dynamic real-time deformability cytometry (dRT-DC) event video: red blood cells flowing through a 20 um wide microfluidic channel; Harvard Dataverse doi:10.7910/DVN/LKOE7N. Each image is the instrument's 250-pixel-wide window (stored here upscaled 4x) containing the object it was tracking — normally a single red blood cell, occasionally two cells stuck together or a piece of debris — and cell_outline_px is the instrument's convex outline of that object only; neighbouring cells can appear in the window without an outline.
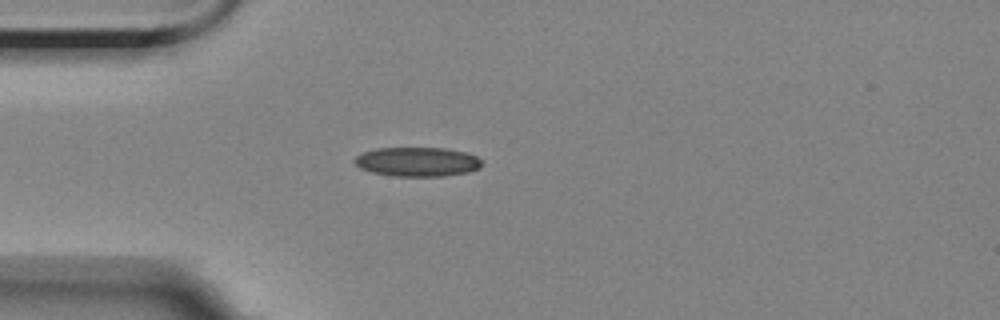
{"species": "Egyptian fruit bat (a non-hibernating species)", "species_latin": "Rousettus aegyptiacus", "temperature_condition": "room temperature", "stored_images_in_passage": 2, "camera_frame_rate_fps": 3000, "um_per_image_px": 0.085, "animal": {"sex": "female"}, "frame": {"image": 1, "passage_image": 1, "time_ms": 0.0, "image_size_px": [1000, 320], "cell_outline_px": [[480, 168], [468, 172], [444, 176], [392, 176], [372, 172], [360, 168], [352, 160], [356, 156], [364, 152], [376, 148], [444, 148], [464, 152], [476, 156], [480, 160]], "centroid_in_image_um": [35.44, 13.75], "position_along_channel_um": 49.6, "area_um2": 21.62}}